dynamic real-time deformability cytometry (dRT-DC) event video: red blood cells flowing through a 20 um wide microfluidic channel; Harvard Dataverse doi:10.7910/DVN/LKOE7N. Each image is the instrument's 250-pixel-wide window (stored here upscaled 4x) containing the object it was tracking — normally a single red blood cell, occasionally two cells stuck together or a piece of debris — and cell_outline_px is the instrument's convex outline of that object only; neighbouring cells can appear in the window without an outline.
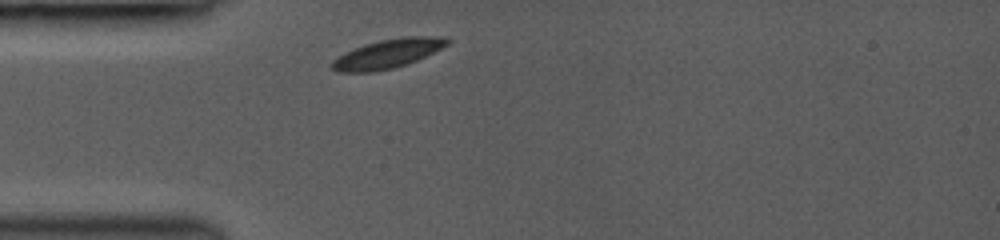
{"species": "common noctule bat (a hibernating species)", "species_latin": "Nyctalus noctula", "temperature_condition": "room temperature", "stored_images_in_passage": 10, "camera_frame_rate_fps": 3000, "um_per_image_px": 0.085, "animal": {"sex": "female", "body_mass_g": 19.0, "forearm_length_mm": 53.3}, "frame": {"image": 1, "passage_image": 1, "time_ms": 0.0, "image_size_px": [1000, 240], "cell_outline_px": [[448, 44], [408, 64], [376, 72], [336, 72], [328, 64], [332, 60], [364, 44], [380, 40], [408, 36], [444, 36], [448, 40]], "centroid_in_image_um": [32.92, 4.57], "position_along_channel_um": 52.1, "area_um2": 19.25}}
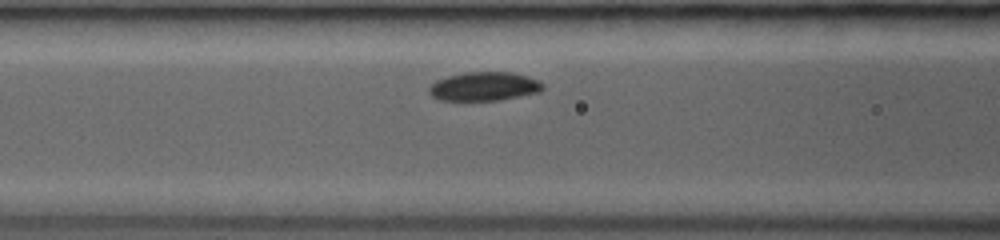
{"frame": {"image": 2, "passage_image": 7, "time_ms": 2.0, "image_size_px": [1000, 240], "cell_outline_px": [[544, 88], [540, 92], [500, 100], [440, 100], [432, 96], [428, 92], [428, 88], [436, 80], [448, 76], [464, 72], [512, 72], [528, 76], [540, 80], [544, 84]], "centroid_in_image_um": [41.18, 7.34], "position_along_channel_um": 125.4, "area_um2": 19.25}}
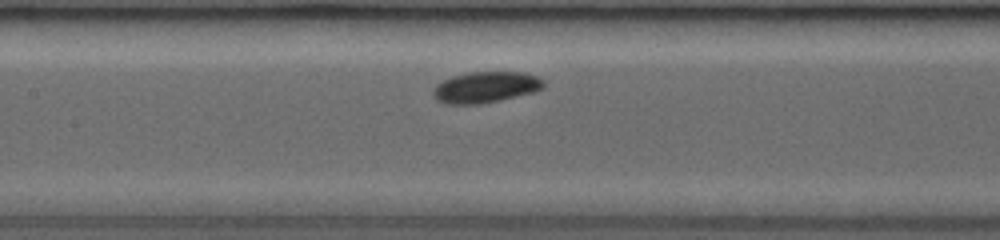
{"frame": {"image": 3, "passage_image": 10, "time_ms": 3.0, "image_size_px": [1000, 240], "cell_outline_px": [[544, 88], [536, 92], [500, 100], [480, 104], [444, 104], [436, 100], [432, 96], [432, 88], [436, 84], [452, 76], [468, 72], [524, 72], [536, 76], [544, 80]], "centroid_in_image_um": [41.26, 7.42], "position_along_channel_um": 166.1, "area_um2": 20.35}}